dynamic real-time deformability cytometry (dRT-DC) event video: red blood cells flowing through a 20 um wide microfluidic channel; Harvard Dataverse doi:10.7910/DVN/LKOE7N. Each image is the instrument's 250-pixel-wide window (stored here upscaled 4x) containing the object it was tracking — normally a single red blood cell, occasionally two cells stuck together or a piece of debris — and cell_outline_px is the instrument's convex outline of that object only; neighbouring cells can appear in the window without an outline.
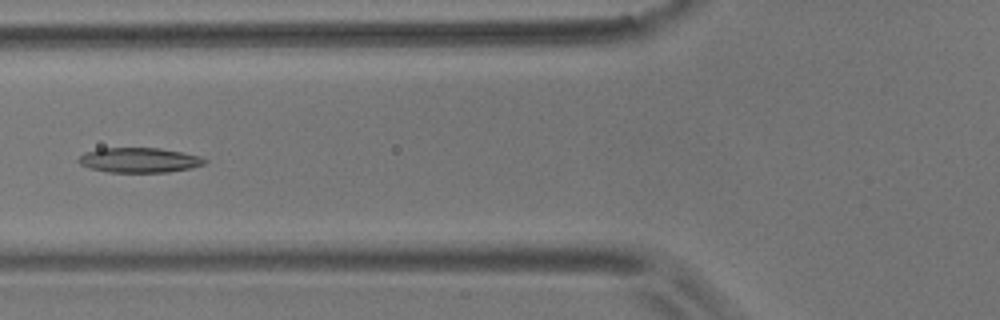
{"species": "common noctule bat (a hibernating species)", "species_latin": "Nyctalus noctula", "temperature_condition": "room temperature", "stored_images_in_passage": 10, "camera_frame_rate_fps": 3000, "um_per_image_px": 0.085, "animal": {"sex": "male", "body_mass_g": 17.9}, "frame": {"image": 1, "passage_image": 6, "time_ms": 5.667, "image_size_px": [1000, 320], "cell_outline_px": [[208, 160], [204, 164], [192, 168], [168, 172], [108, 172], [88, 168], [80, 164], [76, 160], [84, 152], [100, 148], [160, 148], [200, 156]], "centroid_in_image_um": [11.81, 13.61], "position_along_channel_um": 114.0, "area_um2": 18.38}}
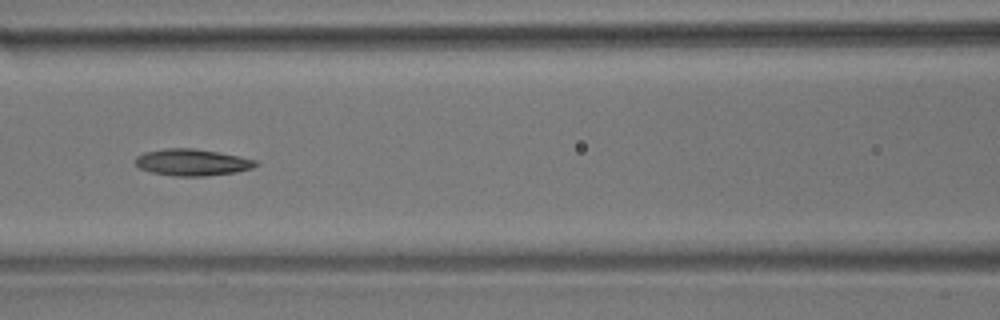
{"frame": {"image": 2, "passage_image": 7, "time_ms": 6.667, "image_size_px": [1000, 320], "cell_outline_px": [[260, 164], [252, 168], [236, 172], [204, 176], [172, 176], [152, 172], [140, 168], [136, 164], [136, 156], [144, 152], [168, 148], [192, 148], [240, 156], [256, 160]], "centroid_in_image_um": [16.35, 13.8], "position_along_channel_um": 150.3, "area_um2": 18.61}}